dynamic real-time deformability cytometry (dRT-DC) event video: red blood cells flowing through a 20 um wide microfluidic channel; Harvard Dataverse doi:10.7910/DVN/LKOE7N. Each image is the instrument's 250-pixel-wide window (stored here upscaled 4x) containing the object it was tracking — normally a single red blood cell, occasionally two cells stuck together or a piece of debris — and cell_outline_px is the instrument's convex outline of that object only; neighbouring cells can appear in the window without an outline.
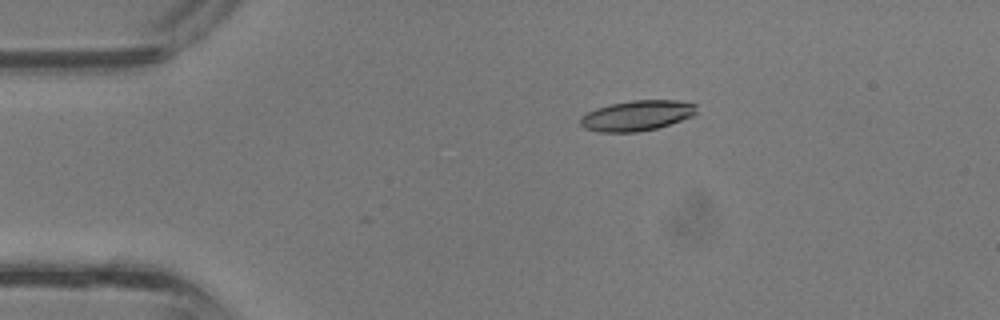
{"species": "common noctule bat (a hibernating species)", "species_latin": "Nyctalus noctula", "temperature_condition": "room temperature", "stored_images_in_passage": 2, "camera_frame_rate_fps": 3000, "um_per_image_px": 0.085, "animal": {"sex": "male", "body_mass_g": 13.3}, "frame": {"image": 1, "passage_image": 2, "time_ms": 0.333, "image_size_px": [1000, 320], "cell_outline_px": [[696, 112], [692, 116], [656, 128], [636, 132], [600, 132], [584, 128], [580, 124], [580, 116], [596, 108], [612, 104], [632, 100], [676, 100], [696, 104]], "centroid_in_image_um": [54.11, 9.82], "position_along_channel_um": 30.9, "area_um2": 20.35}}